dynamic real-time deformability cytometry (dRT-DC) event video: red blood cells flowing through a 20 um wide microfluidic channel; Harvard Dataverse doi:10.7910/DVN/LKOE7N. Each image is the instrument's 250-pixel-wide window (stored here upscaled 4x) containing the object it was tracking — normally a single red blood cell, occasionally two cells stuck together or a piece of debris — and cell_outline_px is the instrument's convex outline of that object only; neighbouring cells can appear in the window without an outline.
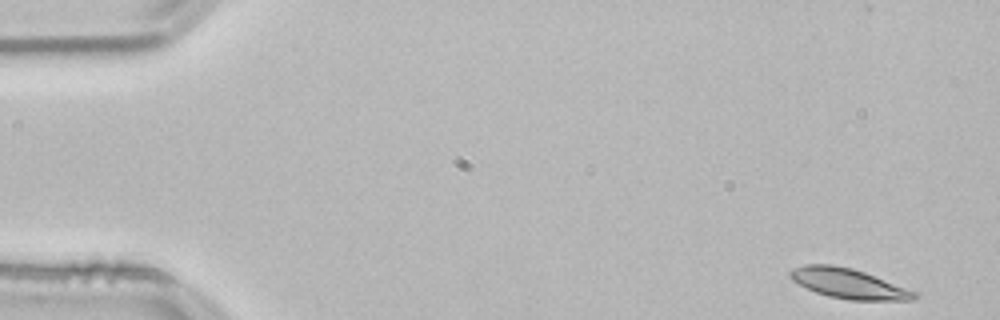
{"species": "common noctule bat (a hibernating species)", "species_latin": "Nyctalus noctula", "temperature_condition": "room temperature", "stored_images_in_passage": 51, "camera_frame_rate_fps": 3000, "um_per_image_px": 0.085, "animal": {"sex": "male", "body_mass_g": 21.5, "forearm_length_mm": 52.0}, "frame": {"image": 1, "passage_image": 1, "time_ms": 0.0, "image_size_px": [1000, 320], "cell_outline_px": [[920, 296], [912, 300], [848, 300], [828, 296], [816, 292], [792, 280], [788, 276], [788, 272], [804, 264], [832, 264], [852, 268], [864, 272], [916, 292]], "centroid_in_image_um": [72.11, 24.1], "position_along_channel_um": 12.9, "area_um2": 21.44}}
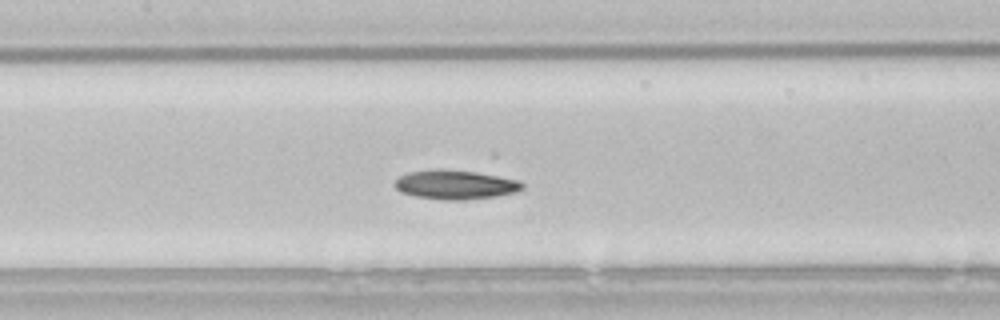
{"frame": {"image": 2, "passage_image": 23, "time_ms": 7.333, "image_size_px": [1000, 320], "cell_outline_px": [[524, 188], [516, 192], [496, 196], [460, 200], [444, 200], [416, 196], [400, 192], [392, 184], [400, 176], [408, 172], [436, 168], [440, 168], [476, 172], [520, 180], [524, 184]], "centroid_in_image_um": [38.69, 15.68], "position_along_channel_um": 168.7, "area_um2": 21.85}}
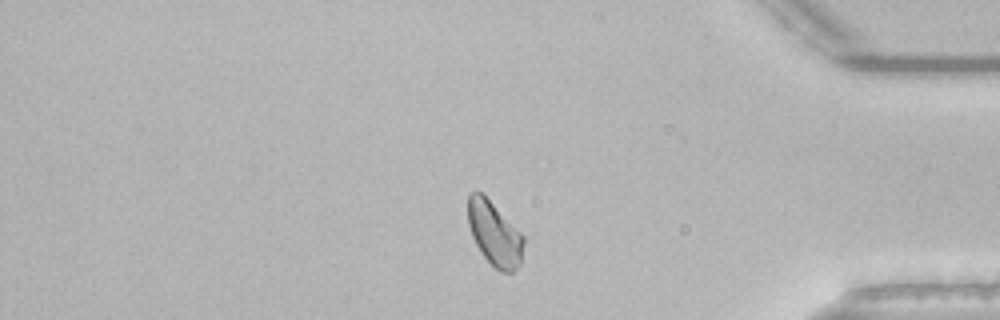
{"frame": {"image": 3, "passage_image": 43, "time_ms": 14.0, "image_size_px": [1000, 320], "cell_outline_px": [[524, 244], [520, 264], [512, 272], [500, 272], [480, 252], [472, 236], [468, 224], [468, 196], [472, 192], [480, 192], [524, 236]], "centroid_in_image_um": [42.03, 19.9], "position_along_channel_um": 393.2, "area_um2": 20.29}, "authors_computed_cell_mechanics": {"area_um2": 21.2126, "velocity_mm_per_s": 3.7916, "shape_relaxation_time_tau1_ms": 4.5621, "shape_relaxation_time_tau2_ms": null, "deformation_change_tau1": 0.1292, "deformation_change_tau2": null}}